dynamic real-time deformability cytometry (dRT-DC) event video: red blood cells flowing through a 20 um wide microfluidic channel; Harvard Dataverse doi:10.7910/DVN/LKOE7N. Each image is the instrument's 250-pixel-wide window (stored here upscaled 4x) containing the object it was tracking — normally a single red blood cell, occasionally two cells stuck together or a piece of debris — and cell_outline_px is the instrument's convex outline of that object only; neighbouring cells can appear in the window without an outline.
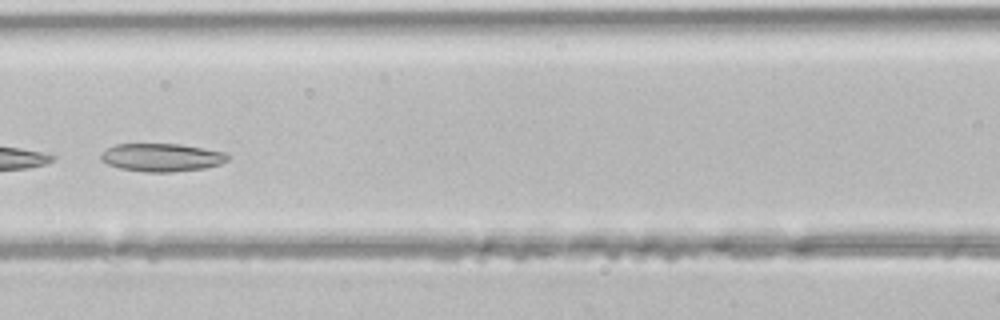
{"species": "common noctule bat (a hibernating species)", "species_latin": "Nyctalus noctula", "temperature_condition": "room temperature", "stored_images_in_passage": 20, "camera_frame_rate_fps": 3000, "um_per_image_px": 0.085, "animal": {"sex": "male", "body_mass_g": 21.5, "forearm_length_mm": 52.0}, "frame": {"image": 1, "passage_image": 9, "time_ms": 2.667, "image_size_px": [1000, 320], "cell_outline_px": [[228, 160], [220, 164], [204, 168], [172, 172], [144, 172], [120, 168], [108, 164], [100, 160], [100, 152], [104, 148], [116, 144], [180, 144], [204, 148], [224, 152], [228, 156]], "centroid_in_image_um": [13.69, 13.38], "position_along_channel_um": 152.9, "area_um2": 20.87}}
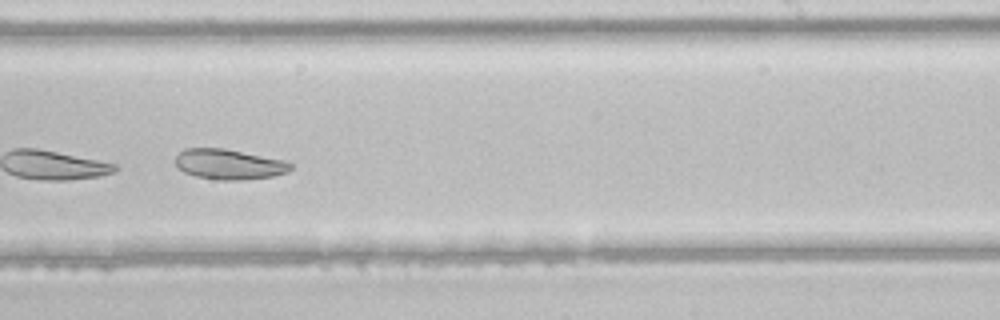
{"frame": {"image": 2, "passage_image": 17, "time_ms": 5.333, "image_size_px": [1000, 320], "cell_outline_px": [[292, 168], [288, 172], [272, 176], [240, 180], [220, 180], [196, 176], [184, 172], [176, 168], [176, 156], [184, 148], [224, 148], [284, 160], [292, 164]], "centroid_in_image_um": [19.45, 13.96], "position_along_channel_um": 269.6, "area_um2": 20.29}}